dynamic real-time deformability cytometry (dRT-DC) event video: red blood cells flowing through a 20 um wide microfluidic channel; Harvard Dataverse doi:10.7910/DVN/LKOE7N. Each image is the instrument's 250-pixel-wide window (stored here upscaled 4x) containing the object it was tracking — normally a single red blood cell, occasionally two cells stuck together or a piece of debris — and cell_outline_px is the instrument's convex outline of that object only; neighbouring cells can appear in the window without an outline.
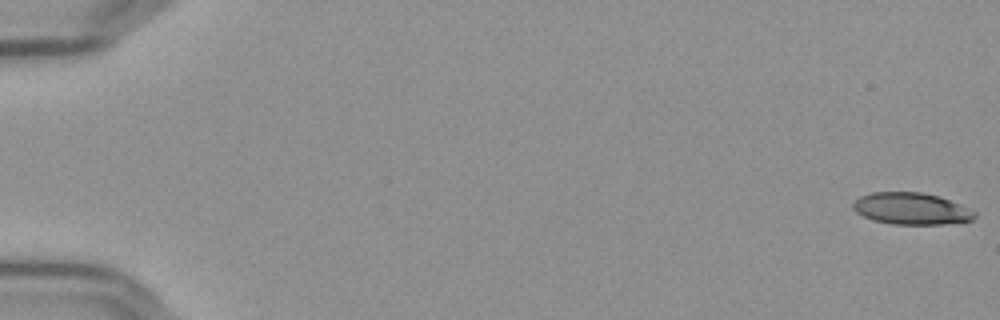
{"species": "Egyptian fruit bat (a non-hibernating species)", "species_latin": "Rousettus aegyptiacus", "temperature_condition": "cold", "stored_images_in_passage": 57, "camera_frame_rate_fps": 3000, "um_per_image_px": 0.085, "frame": {"image": 1, "passage_image": 1, "time_ms": 0.0, "image_size_px": [1000, 320], "cell_outline_px": [[976, 216], [972, 220], [944, 224], [892, 224], [872, 220], [856, 212], [852, 208], [852, 204], [860, 196], [872, 192], [924, 192], [940, 196], [960, 204], [976, 212]], "centroid_in_image_um": [77.46, 17.73], "position_along_channel_um": 7.5, "area_um2": 22.6}}
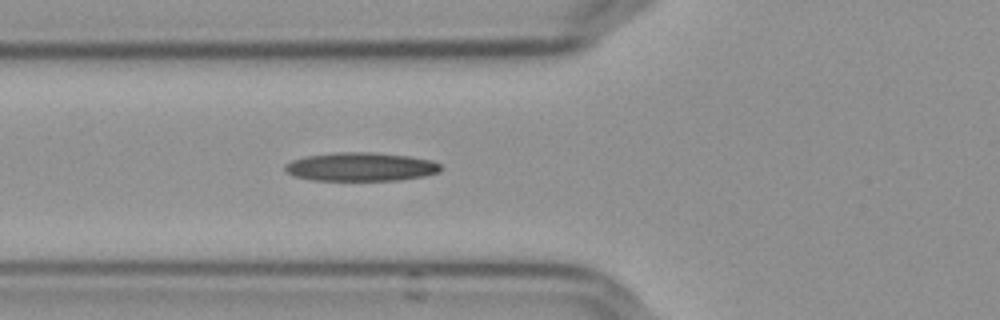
{"frame": {"image": 2, "passage_image": 22, "time_ms": 7.0, "image_size_px": [1000, 320], "cell_outline_px": [[440, 172], [424, 176], [396, 180], [312, 180], [296, 176], [288, 172], [284, 168], [284, 164], [292, 160], [304, 156], [332, 152], [372, 152], [408, 156], [432, 160], [440, 164]], "centroid_in_image_um": [30.65, 14.17], "position_along_channel_um": 95.1, "area_um2": 25.95}}
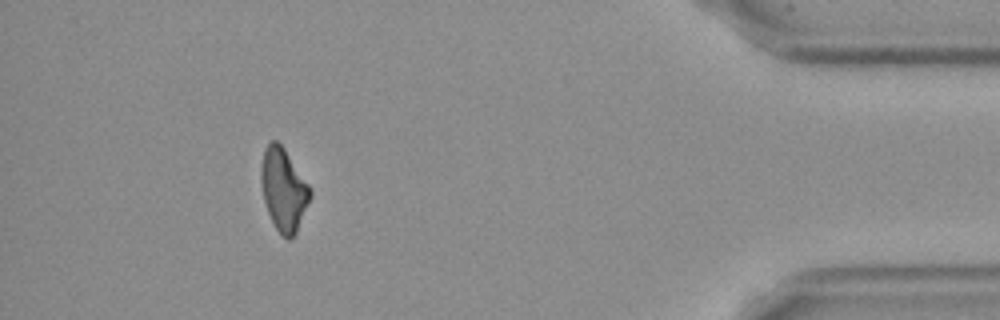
{"frame": {"image": 3, "passage_image": 52, "time_ms": 17.0, "image_size_px": [1000, 320], "cell_outline_px": [[312, 196], [296, 232], [288, 240], [276, 228], [268, 212], [264, 200], [260, 180], [260, 168], [264, 148], [272, 140], [276, 140], [284, 148], [308, 184], [312, 192]], "centroid_in_image_um": [24.09, 16.09], "position_along_channel_um": 411.1, "area_um2": 23.35}, "authors_computed_cell_mechanics": {"area_um2": 24.5072, "velocity_mm_per_s": 3.6514, "shape_relaxation_time_tau1_ms": 8.1297, "shape_relaxation_time_tau2_ms": 10.6426, "deformation_change_tau1": 0.1932, "deformation_change_tau2": 0.23}}